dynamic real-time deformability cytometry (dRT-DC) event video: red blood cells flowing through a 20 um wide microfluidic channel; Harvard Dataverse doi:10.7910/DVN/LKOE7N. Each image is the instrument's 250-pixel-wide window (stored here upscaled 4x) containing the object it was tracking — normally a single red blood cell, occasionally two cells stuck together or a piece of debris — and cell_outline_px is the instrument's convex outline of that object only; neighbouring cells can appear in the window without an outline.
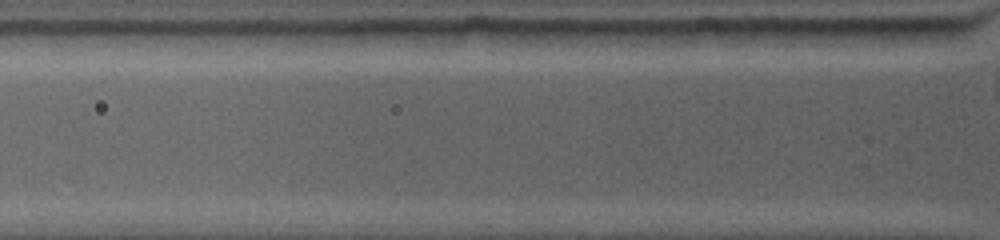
{"species": "common noctule bat (a hibernating species)", "species_latin": "Nyctalus noctula", "temperature_condition": "warm", "stored_images_in_passage": 2, "camera_frame_rate_fps": 4500, "um_per_image_px": 0.085, "animal": {"sex": "female", "body_mass_g": 19.0, "forearm_length_mm": 53.3}, "frame": {"image": 1, "passage_image": 2, "time_ms": 0.444, "image_size_px": [1000, 240], "cell_outline_px": [[964, 28], [960, 36], [948, 44], [848, 44], [840, 28]], "centroid_in_image_um": [76.59, 3.04], "position_along_channel_um": 49.2, "area_um2": 13.18}}